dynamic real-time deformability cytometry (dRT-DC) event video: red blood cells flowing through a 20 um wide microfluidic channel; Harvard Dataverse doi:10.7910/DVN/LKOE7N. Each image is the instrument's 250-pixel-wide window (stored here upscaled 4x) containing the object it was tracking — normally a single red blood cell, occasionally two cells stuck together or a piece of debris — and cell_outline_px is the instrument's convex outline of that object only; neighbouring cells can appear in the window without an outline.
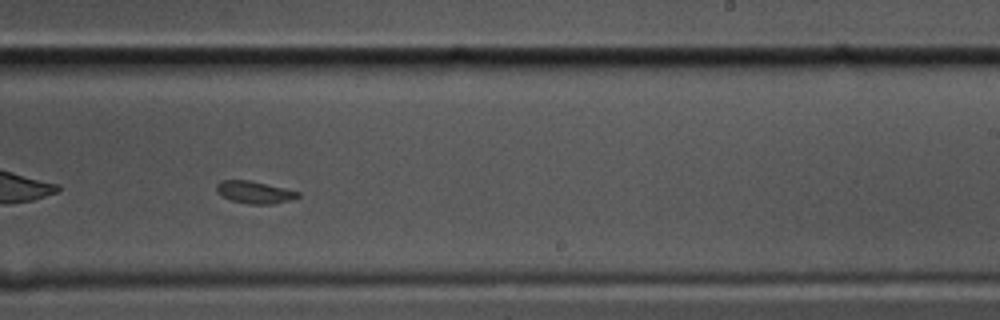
{"species": "common noctule bat (a hibernating species)", "species_latin": "Nyctalus noctula", "temperature_condition": "cold", "stored_images_in_passage": 42, "camera_frame_rate_fps": 3000, "um_per_image_px": 0.085, "animal": {"sex": "male", "body_mass_g": 17.5, "forearm_length_mm": 52.3}, "frame": {"image": 1, "passage_image": 19, "time_ms": 6.0, "image_size_px": [1000, 320], "cell_outline_px": [[300, 196], [288, 200], [272, 204], [248, 204], [232, 200], [216, 192], [216, 184], [220, 180], [248, 180], [284, 188], [300, 192]], "centroid_in_image_um": [21.61, 16.33], "position_along_channel_um": 267.4, "area_um2": 10.4}, "authors_computed_cell_mechanics": {"area_um2": 11.1265, "velocity_mm_per_s": 3.5047, "shape_relaxation_time_tau1_ms": 2.9775, "shape_relaxation_time_tau2_ms": 0.5592, "deformation_change_tau1": 0.1504, "deformation_change_tau2": 0.0609}}